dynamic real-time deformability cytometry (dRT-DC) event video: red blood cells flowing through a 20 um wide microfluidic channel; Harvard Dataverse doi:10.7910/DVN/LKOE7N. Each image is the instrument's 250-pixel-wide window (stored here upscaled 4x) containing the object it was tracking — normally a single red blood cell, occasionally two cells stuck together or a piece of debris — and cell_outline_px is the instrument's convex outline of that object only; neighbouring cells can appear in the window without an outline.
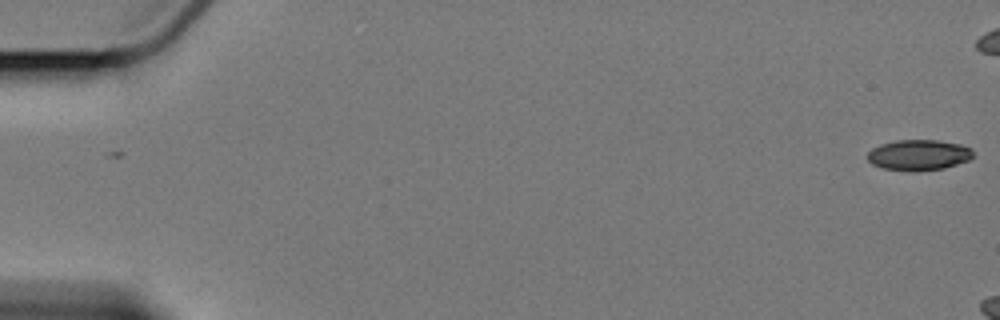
{"species": "Egyptian fruit bat (a non-hibernating species)", "species_latin": "Rousettus aegyptiacus", "temperature_condition": "cold", "stored_images_in_passage": 8, "camera_frame_rate_fps": 3000, "um_per_image_px": 0.085, "animal": {"sex": "female"}, "frame": {"image": 1, "passage_image": 8, "time_ms": 8.333, "image_size_px": [1000, 320], "cell_outline_px": [[972, 156], [968, 160], [944, 168], [884, 168], [872, 164], [868, 160], [868, 152], [872, 148], [880, 144], [896, 140], [936, 140], [960, 144], [972, 148]], "centroid_in_image_um": [78.09, 13.11], "position_along_channel_um": 6.9, "area_um2": 17.98}}